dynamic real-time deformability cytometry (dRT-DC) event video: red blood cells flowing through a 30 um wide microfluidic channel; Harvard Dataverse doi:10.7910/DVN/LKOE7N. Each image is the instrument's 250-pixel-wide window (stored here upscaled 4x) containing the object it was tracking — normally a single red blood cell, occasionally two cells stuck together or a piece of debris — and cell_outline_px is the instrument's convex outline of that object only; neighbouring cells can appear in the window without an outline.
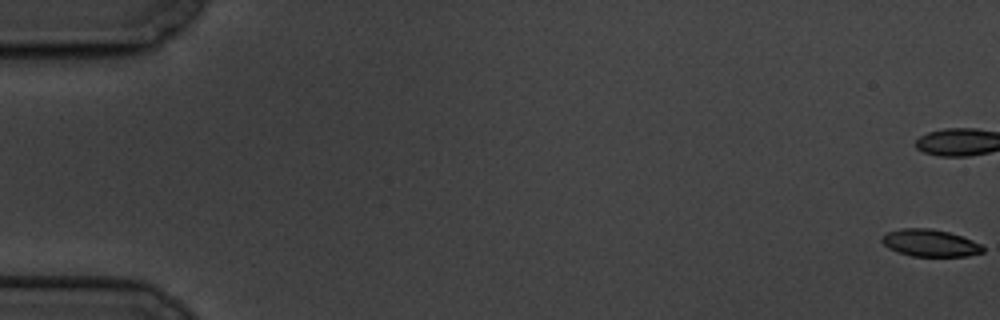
{"species": "common noctule bat (a hibernating species)", "species_latin": "Nyctalus noctula", "temperature_condition": "cold", "stored_images_in_passage": 12, "camera_frame_rate_fps": 3000, "um_per_image_px": 0.085, "animal": {"sex": "male", "body_mass_g": 19.5, "forearm_length_mm": 54.6}, "frame": {"image": 1, "passage_image": 1, "time_ms": 0.0, "image_size_px": [1000, 320], "cell_outline_px": [[984, 252], [968, 256], [912, 256], [888, 248], [880, 240], [880, 236], [888, 232], [900, 228], [932, 228], [948, 232], [972, 240], [980, 244], [984, 248]], "centroid_in_image_um": [79.04, 20.65], "position_along_channel_um": 6.0, "area_um2": 15.95}}